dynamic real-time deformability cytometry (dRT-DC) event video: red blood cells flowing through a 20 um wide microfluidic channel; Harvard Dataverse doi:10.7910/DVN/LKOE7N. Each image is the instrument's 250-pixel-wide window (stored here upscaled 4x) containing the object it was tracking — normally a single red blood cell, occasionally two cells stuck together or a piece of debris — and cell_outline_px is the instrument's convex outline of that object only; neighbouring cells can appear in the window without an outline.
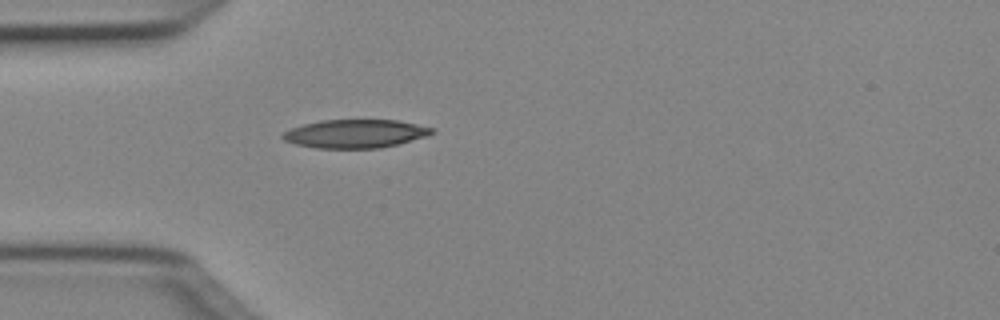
{"species": "Egyptian fruit bat (a non-hibernating species)", "species_latin": "Rousettus aegyptiacus", "temperature_condition": "cold", "stored_images_in_passage": 36, "camera_frame_rate_fps": 3000, "um_per_image_px": 0.085, "animal": {"sex": "female"}, "frame": {"image": 1, "passage_image": 1, "time_ms": 0.0, "image_size_px": [1000, 320], "cell_outline_px": [[436, 132], [428, 136], [380, 148], [316, 148], [296, 144], [284, 140], [280, 136], [284, 132], [292, 128], [304, 124], [320, 120], [396, 120], [436, 128]], "centroid_in_image_um": [30.23, 11.36], "position_along_channel_um": 54.8, "area_um2": 24.68}}
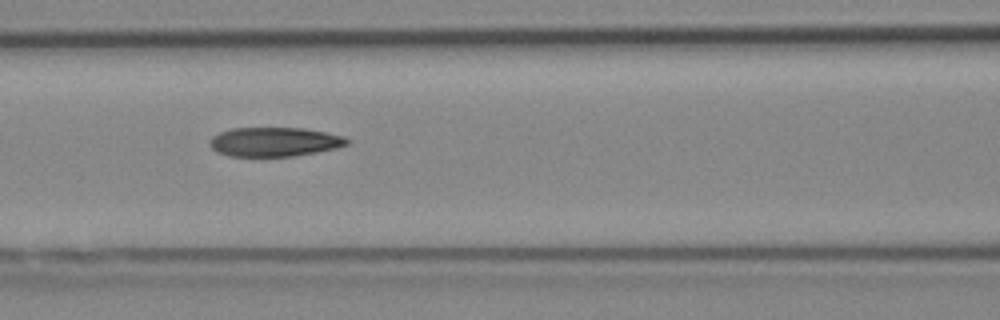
{"frame": {"image": 2, "passage_image": 8, "time_ms": 2.333, "image_size_px": [1000, 320], "cell_outline_px": [[348, 144], [336, 148], [316, 152], [292, 156], [228, 156], [216, 152], [208, 144], [208, 140], [212, 136], [220, 132], [232, 128], [304, 128], [344, 136], [348, 140]], "centroid_in_image_um": [23.27, 12.06], "position_along_channel_um": 143.3, "area_um2": 23.35}}
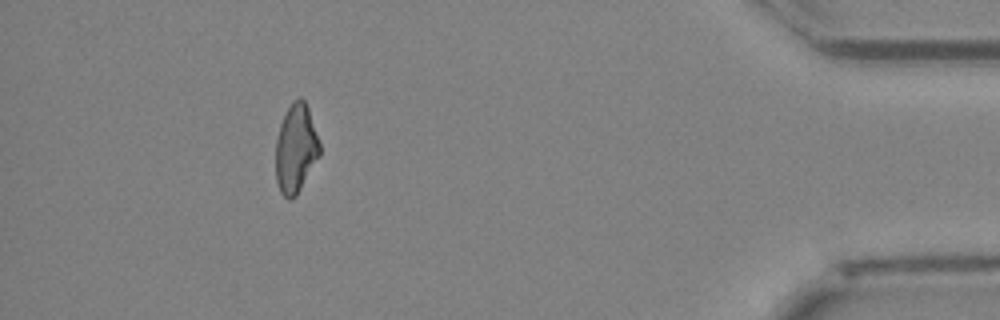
{"frame": {"image": 3, "passage_image": 32, "time_ms": 10.333, "image_size_px": [1000, 320], "cell_outline_px": [[320, 156], [296, 196], [292, 200], [288, 200], [280, 192], [276, 180], [276, 140], [280, 124], [292, 100], [300, 96], [304, 100], [308, 108], [320, 144]], "centroid_in_image_um": [25.14, 12.65], "position_along_channel_um": 410.1, "area_um2": 22.77}, "authors_computed_cell_mechanics": {"area_um2": 23.6691, "velocity_mm_per_s": 4.0502, "shape_relaxation_time_tau1_ms": 9.8562, "shape_relaxation_time_tau2_ms": 4.5274, "deformation_change_tau1": 0.2399, "deformation_change_tau2": 0.1406}}